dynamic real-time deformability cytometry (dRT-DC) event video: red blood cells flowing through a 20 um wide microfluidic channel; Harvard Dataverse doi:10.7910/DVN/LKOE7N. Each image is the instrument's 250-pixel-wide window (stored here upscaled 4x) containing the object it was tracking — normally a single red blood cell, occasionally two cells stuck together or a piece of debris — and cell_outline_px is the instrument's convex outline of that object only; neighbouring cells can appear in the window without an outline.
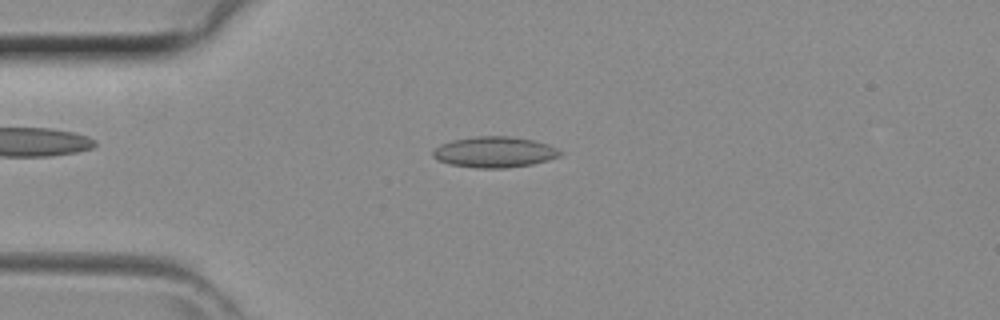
{"species": "common noctule bat (a hibernating species)", "species_latin": "Nyctalus noctula", "temperature_condition": "room temperature", "stored_images_in_passage": 35, "camera_frame_rate_fps": 3000, "um_per_image_px": 0.085, "animal": {"sex": "female", "body_mass_g": 29.2, "forearm_length_mm": 56.3}, "frame": {"image": 1, "passage_image": 3, "time_ms": 0.667, "image_size_px": [1000, 320], "cell_outline_px": [[564, 152], [560, 156], [548, 160], [532, 164], [504, 168], [476, 168], [448, 164], [436, 160], [432, 156], [432, 152], [440, 144], [452, 140], [476, 136], [508, 136], [532, 140], [548, 144]], "centroid_in_image_um": [42.01, 12.93], "position_along_channel_um": 43.0, "area_um2": 22.95}}
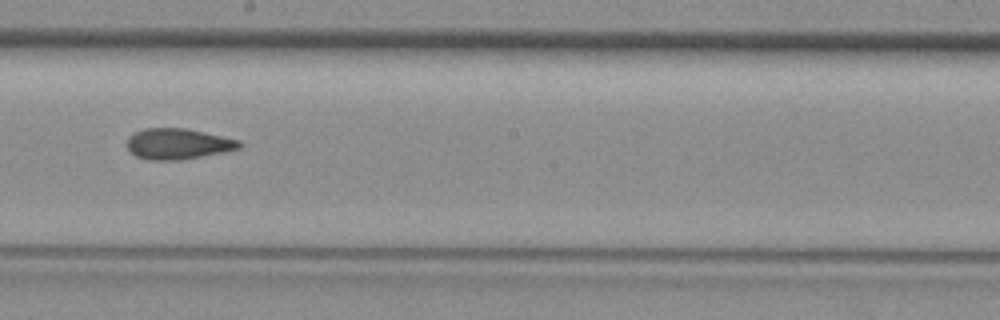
{"frame": {"image": 2, "passage_image": 16, "time_ms": 5.0, "image_size_px": [1000, 320], "cell_outline_px": [[244, 144], [240, 148], [180, 160], [148, 160], [136, 156], [128, 148], [128, 136], [132, 132], [144, 128], [184, 128], [204, 132], [240, 140]], "centroid_in_image_um": [15.1, 12.22], "position_along_channel_um": 233.1, "area_um2": 20.06}}
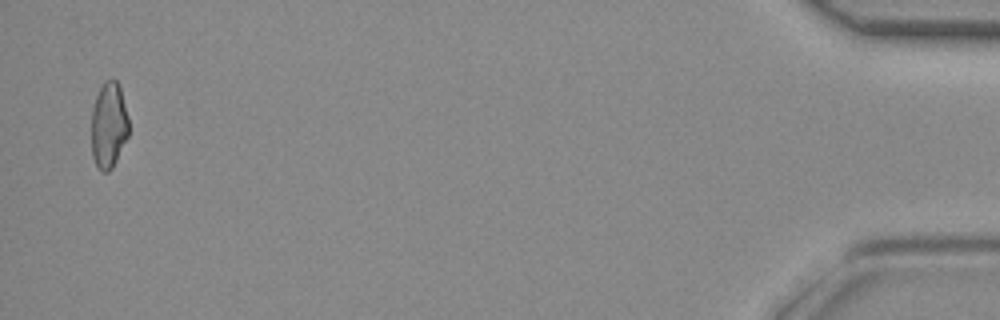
{"frame": {"image": 3, "passage_image": 34, "time_ms": 11.0, "image_size_px": [1000, 320], "cell_outline_px": [[128, 136], [112, 168], [108, 172], [100, 172], [92, 156], [92, 108], [96, 96], [104, 80], [112, 76], [120, 84], [128, 116]], "centroid_in_image_um": [9.25, 10.6], "position_along_channel_um": 426.0, "area_um2": 18.96}}